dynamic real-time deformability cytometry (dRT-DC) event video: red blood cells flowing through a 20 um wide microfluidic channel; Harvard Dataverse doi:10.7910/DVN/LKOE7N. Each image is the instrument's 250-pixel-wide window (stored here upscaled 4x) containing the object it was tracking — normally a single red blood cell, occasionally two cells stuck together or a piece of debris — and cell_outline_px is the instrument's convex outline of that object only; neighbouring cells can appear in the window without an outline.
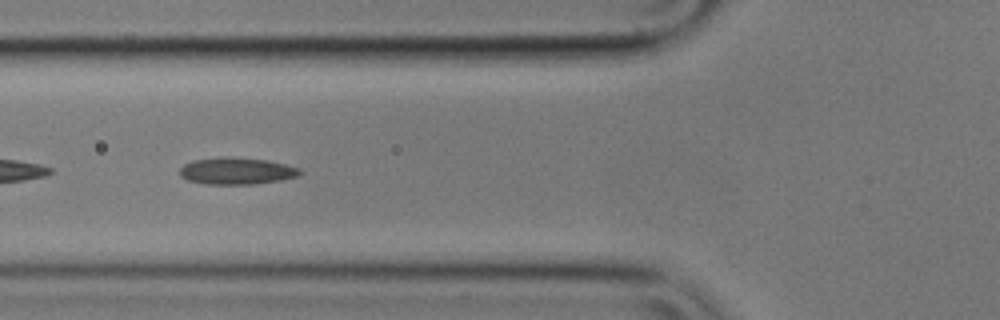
{"species": "common noctule bat (a hibernating species)", "species_latin": "Nyctalus noctula", "temperature_condition": "cold", "stored_images_in_passage": 41, "camera_frame_rate_fps": 3000, "um_per_image_px": 0.085, "animal": {"sex": "male", "body_mass_g": 17.9}, "frame": {"image": 1, "passage_image": 7, "time_ms": 2.0, "image_size_px": [1000, 320], "cell_outline_px": [[304, 172], [296, 176], [280, 180], [256, 184], [204, 184], [188, 180], [180, 176], [180, 168], [184, 164], [196, 160], [224, 156], [268, 160], [300, 168]], "centroid_in_image_um": [20.12, 14.53], "position_along_channel_um": 105.7, "area_um2": 18.79}, "authors_computed_cell_mechanics": {"area_um2": 18.2648, "velocity_mm_per_s": 3.5394, "shape_relaxation_time_tau1_ms": null, "shape_relaxation_time_tau2_ms": 8.3517, "deformation_change_tau1": null, "deformation_change_tau2": 0.1679}}